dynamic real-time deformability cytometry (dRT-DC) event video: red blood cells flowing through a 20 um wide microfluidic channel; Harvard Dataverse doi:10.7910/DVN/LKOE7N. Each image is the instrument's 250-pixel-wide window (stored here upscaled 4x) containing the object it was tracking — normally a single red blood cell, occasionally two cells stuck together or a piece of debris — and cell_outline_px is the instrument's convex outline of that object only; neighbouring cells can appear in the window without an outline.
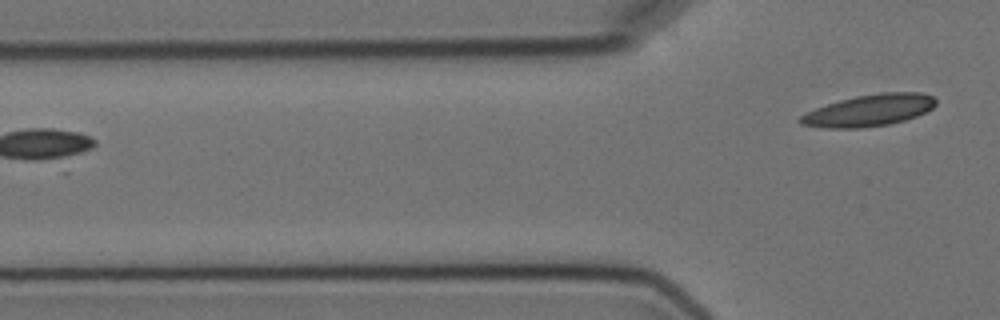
{"species": "Egyptian fruit bat (a non-hibernating species)", "species_latin": "Rousettus aegyptiacus", "temperature_condition": "cold", "stored_images_in_passage": 2, "camera_frame_rate_fps": 3000, "um_per_image_px": 0.085, "animal": {"sex": "female"}, "frame": {"image": 1, "passage_image": 2, "time_ms": 1.333, "image_size_px": [1000, 320], "cell_outline_px": [[936, 104], [932, 108], [916, 116], [904, 120], [888, 124], [860, 128], [828, 128], [800, 124], [796, 120], [800, 116], [816, 108], [840, 100], [856, 96], [880, 92], [920, 92], [932, 96], [936, 100]], "centroid_in_image_um": [73.87, 9.38], "position_along_channel_um": 51.9, "area_um2": 24.85}}